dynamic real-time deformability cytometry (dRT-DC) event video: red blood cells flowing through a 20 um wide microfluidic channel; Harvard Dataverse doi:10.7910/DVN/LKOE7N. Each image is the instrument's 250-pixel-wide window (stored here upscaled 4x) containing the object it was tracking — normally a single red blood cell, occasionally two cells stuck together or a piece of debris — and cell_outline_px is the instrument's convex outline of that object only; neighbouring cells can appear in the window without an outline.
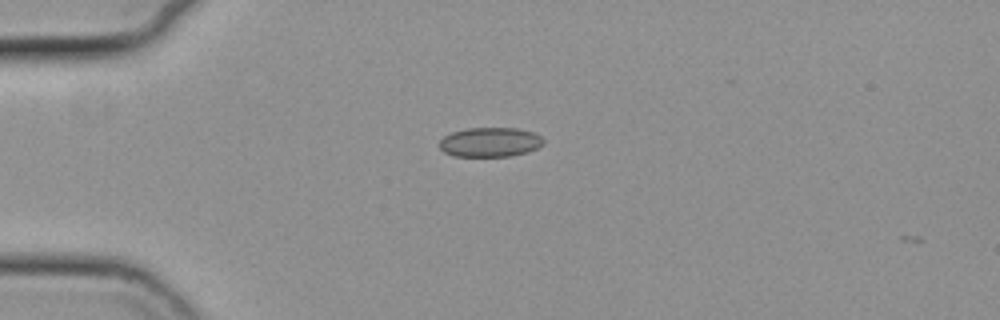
{"species": "common noctule bat (a hibernating species)", "species_latin": "Nyctalus noctula", "temperature_condition": "cold", "stored_images_in_passage": 2, "camera_frame_rate_fps": 3000, "um_per_image_px": 0.085, "animal": {"sex": "female", "body_mass_g": 19.3, "forearm_length_mm": 54.1}, "frame": {"image": 1, "passage_image": 1, "time_ms": 0.0, "image_size_px": [1000, 320], "cell_outline_px": [[544, 144], [528, 152], [512, 156], [452, 156], [444, 152], [436, 144], [444, 136], [452, 132], [468, 128], [516, 128], [532, 132], [540, 136], [544, 140]], "centroid_in_image_um": [41.63, 12.09], "position_along_channel_um": 43.4, "area_um2": 17.98}}